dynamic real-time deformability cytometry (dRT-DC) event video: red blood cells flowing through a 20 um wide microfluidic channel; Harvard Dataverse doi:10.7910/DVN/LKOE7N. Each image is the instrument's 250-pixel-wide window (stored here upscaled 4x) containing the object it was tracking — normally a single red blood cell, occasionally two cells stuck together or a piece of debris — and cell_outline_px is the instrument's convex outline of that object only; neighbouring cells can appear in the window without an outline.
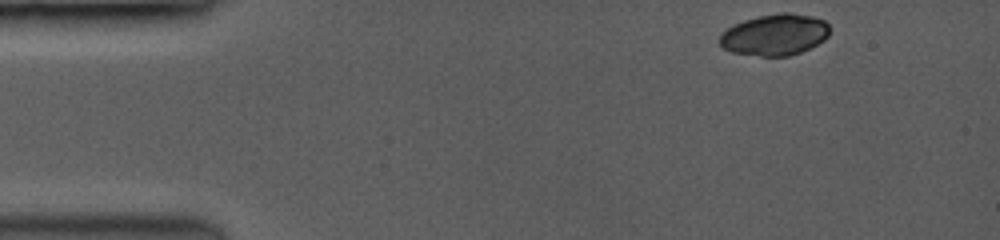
{"species": "common noctule bat (a hibernating species)", "species_latin": "Nyctalus noctula", "temperature_condition": "room temperature", "stored_images_in_passage": 30, "camera_frame_rate_fps": 3500, "um_per_image_px": 0.085, "animal": {"sex": "female", "body_mass_g": 19.0, "forearm_length_mm": 53.3}, "frame": {"image": 1, "passage_image": 1, "time_ms": 0.0, "image_size_px": [1000, 240], "cell_outline_px": [[828, 36], [824, 40], [800, 52], [788, 56], [760, 56], [732, 52], [724, 48], [720, 44], [720, 36], [728, 28], [744, 20], [760, 16], [784, 12], [788, 12], [808, 16], [824, 20], [828, 24]], "centroid_in_image_um": [65.86, 2.96], "position_along_channel_um": 19.1, "area_um2": 26.01}}
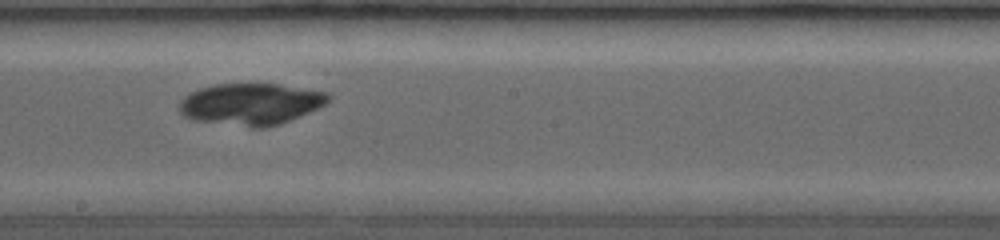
{"frame": {"image": 2, "passage_image": 22, "time_ms": 7.429, "image_size_px": [1000, 240], "cell_outline_px": [[328, 100], [324, 104], [316, 108], [280, 124], [264, 128], [252, 128], [196, 120], [184, 116], [180, 112], [180, 104], [184, 96], [200, 88], [212, 84], [276, 84], [324, 92], [328, 96]], "centroid_in_image_um": [21.26, 8.85], "position_along_channel_um": 226.9, "area_um2": 35.55}}
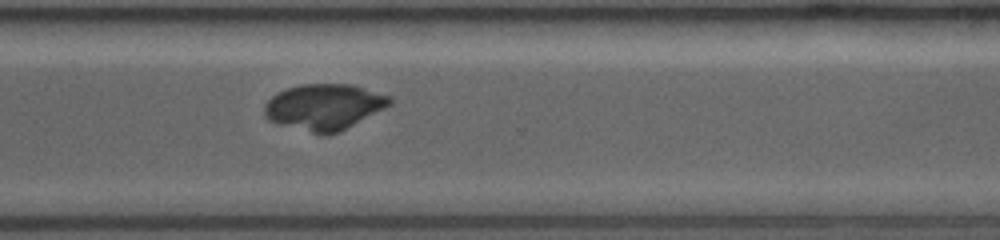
{"frame": {"image": 3, "passage_image": 30, "time_ms": 10.286, "image_size_px": [1000, 240], "cell_outline_px": [[392, 104], [340, 132], [324, 136], [280, 124], [268, 120], [264, 116], [264, 104], [272, 96], [288, 88], [304, 84], [352, 84], [392, 96]], "centroid_in_image_um": [27.57, 9.09], "position_along_channel_um": 343.0, "area_um2": 33.64}}